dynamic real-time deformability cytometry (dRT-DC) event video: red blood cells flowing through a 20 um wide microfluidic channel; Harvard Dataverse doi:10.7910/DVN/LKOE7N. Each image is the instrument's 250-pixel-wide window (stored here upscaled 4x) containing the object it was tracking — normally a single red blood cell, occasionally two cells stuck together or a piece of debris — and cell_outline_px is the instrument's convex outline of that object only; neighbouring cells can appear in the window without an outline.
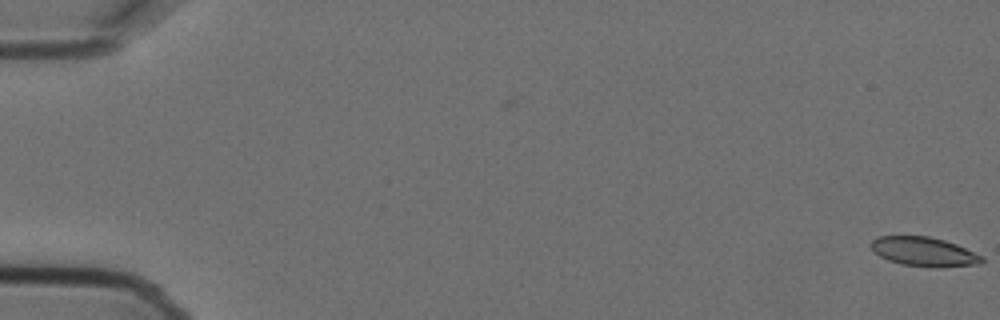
{"species": "Egyptian fruit bat (a non-hibernating species)", "species_latin": "Rousettus aegyptiacus", "temperature_condition": "cold", "stored_images_in_passage": 2, "camera_frame_rate_fps": 3000, "um_per_image_px": 0.085, "animal": {"sex": "female"}, "frame": {"image": 1, "passage_image": 2, "time_ms": 0.333, "image_size_px": [1000, 320], "cell_outline_px": [[984, 260], [980, 264], [940, 268], [900, 264], [888, 260], [880, 256], [868, 244], [876, 236], [928, 236], [944, 240], [956, 244], [984, 256]], "centroid_in_image_um": [78.55, 21.4], "position_along_channel_um": 6.4, "area_um2": 19.02}}